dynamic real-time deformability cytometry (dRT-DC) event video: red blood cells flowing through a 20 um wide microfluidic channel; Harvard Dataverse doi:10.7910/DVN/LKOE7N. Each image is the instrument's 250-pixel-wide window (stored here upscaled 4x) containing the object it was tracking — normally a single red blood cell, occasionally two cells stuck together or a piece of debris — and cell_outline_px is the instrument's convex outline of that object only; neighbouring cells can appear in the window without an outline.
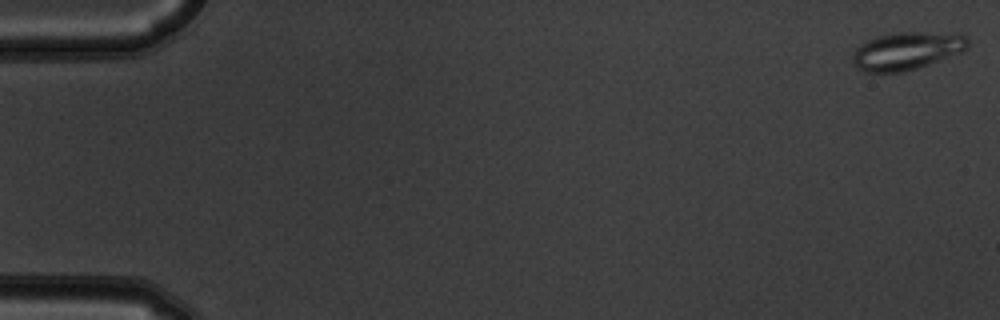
{"species": "common noctule bat (a hibernating species)", "species_latin": "Nyctalus noctula", "temperature_condition": "warm", "stored_images_in_passage": 6, "camera_frame_rate_fps": 3000, "um_per_image_px": 0.085, "animal": {"sex": "male", "body_mass_g": 19.5, "forearm_length_mm": 54.6}, "frame": {"image": 1, "passage_image": 1, "time_ms": 0.0, "image_size_px": [1000, 320], "cell_outline_px": [[968, 48], [960, 52], [928, 64], [916, 68], [900, 72], [864, 72], [852, 60], [852, 56], [856, 48], [860, 44], [868, 40], [880, 36], [900, 32], [960, 32], [968, 36]], "centroid_in_image_um": [77.13, 4.29], "position_along_channel_um": 7.9, "area_um2": 25.26}}